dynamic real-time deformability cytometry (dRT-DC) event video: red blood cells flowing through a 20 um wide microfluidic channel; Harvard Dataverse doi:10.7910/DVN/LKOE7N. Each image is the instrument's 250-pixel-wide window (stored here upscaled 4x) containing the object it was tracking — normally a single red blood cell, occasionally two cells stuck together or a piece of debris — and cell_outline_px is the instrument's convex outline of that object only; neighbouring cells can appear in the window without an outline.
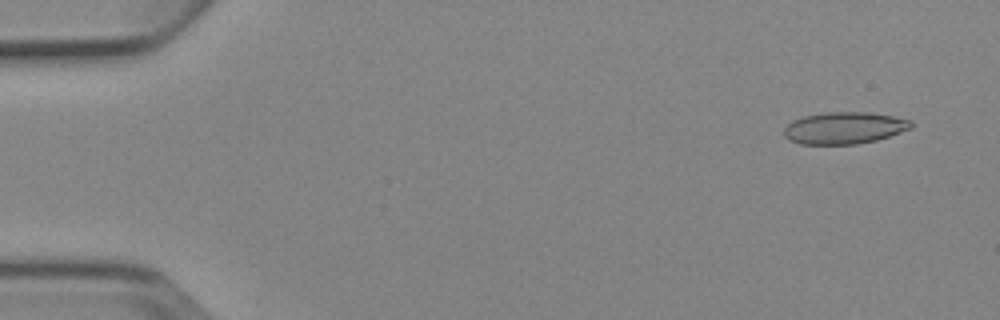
{"species": "Egyptian fruit bat (a non-hibernating species)", "species_latin": "Rousettus aegyptiacus", "temperature_condition": "cold", "stored_images_in_passage": 5, "camera_frame_rate_fps": 3000, "um_per_image_px": 0.085, "animal": {"sex": "female"}, "frame": {"image": 1, "passage_image": 1, "time_ms": 0.0, "image_size_px": [1000, 320], "cell_outline_px": [[912, 128], [876, 140], [856, 144], [800, 144], [788, 140], [784, 136], [784, 128], [792, 120], [804, 116], [828, 112], [868, 112], [892, 116], [912, 120]], "centroid_in_image_um": [71.74, 10.88], "position_along_channel_um": 13.3, "area_um2": 23.58}}
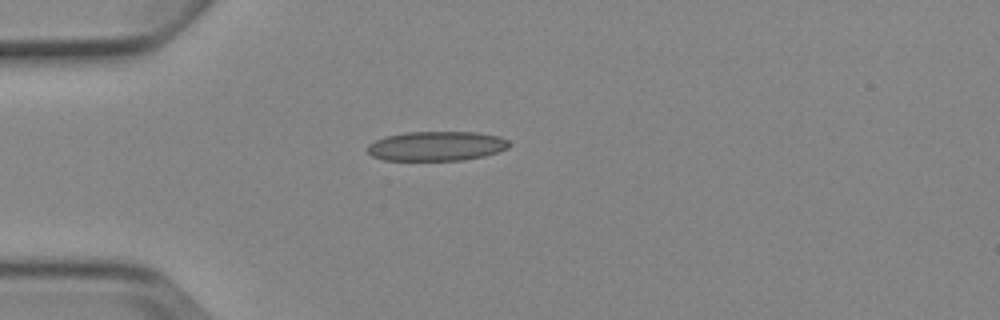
{"frame": {"image": 2, "passage_image": 4, "time_ms": 3.667, "image_size_px": [1000, 320], "cell_outline_px": [[508, 148], [500, 152], [484, 156], [464, 160], [384, 160], [372, 156], [368, 152], [368, 144], [376, 140], [388, 136], [408, 132], [476, 132], [500, 136], [508, 140]], "centroid_in_image_um": [37.14, 12.42], "position_along_channel_um": 47.9, "area_um2": 24.33}}